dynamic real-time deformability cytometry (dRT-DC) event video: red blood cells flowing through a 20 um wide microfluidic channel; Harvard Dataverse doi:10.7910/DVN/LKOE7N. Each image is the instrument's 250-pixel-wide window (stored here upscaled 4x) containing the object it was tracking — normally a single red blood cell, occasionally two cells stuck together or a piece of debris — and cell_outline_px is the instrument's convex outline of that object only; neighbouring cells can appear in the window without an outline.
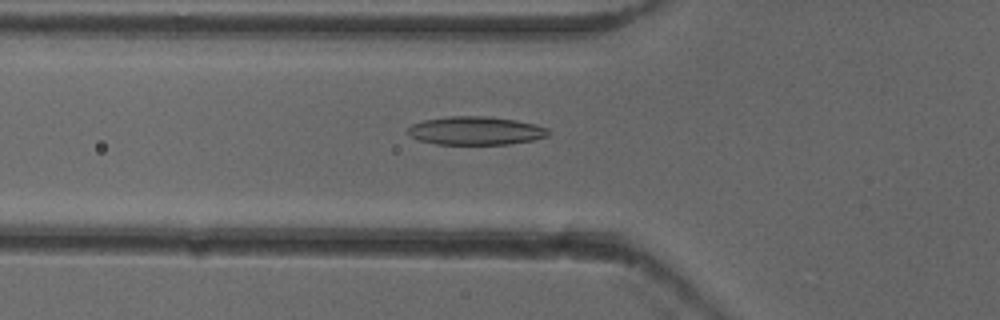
{"species": "common noctule bat (a hibernating species)", "species_latin": "Nyctalus noctula", "temperature_condition": "cold", "stored_images_in_passage": 53, "camera_frame_rate_fps": 3000, "um_per_image_px": 0.085, "animal": {"sex": "female"}, "frame": {"image": 1, "passage_image": 19, "time_ms": 6.0, "image_size_px": [1000, 320], "cell_outline_px": [[552, 132], [548, 136], [532, 140], [508, 144], [436, 144], [420, 140], [404, 132], [412, 124], [424, 120], [448, 116], [488, 116], [516, 120], [536, 124], [548, 128]], "centroid_in_image_um": [40.45, 11.1], "position_along_channel_um": 85.3, "area_um2": 23.35}}
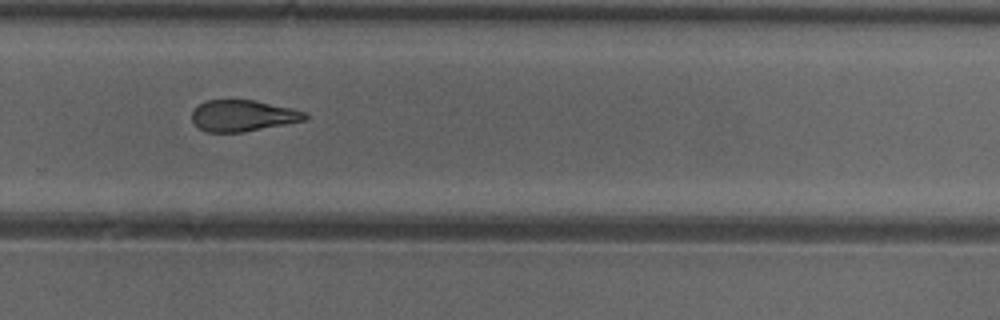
{"frame": {"image": 2, "passage_image": 36, "time_ms": 11.667, "image_size_px": [1000, 320], "cell_outline_px": [[308, 120], [244, 132], [208, 132], [200, 128], [192, 120], [192, 112], [204, 100], [256, 100], [292, 108], [304, 112], [308, 116]], "centroid_in_image_um": [20.68, 9.83], "position_along_channel_um": 309.1, "area_um2": 20.63}}
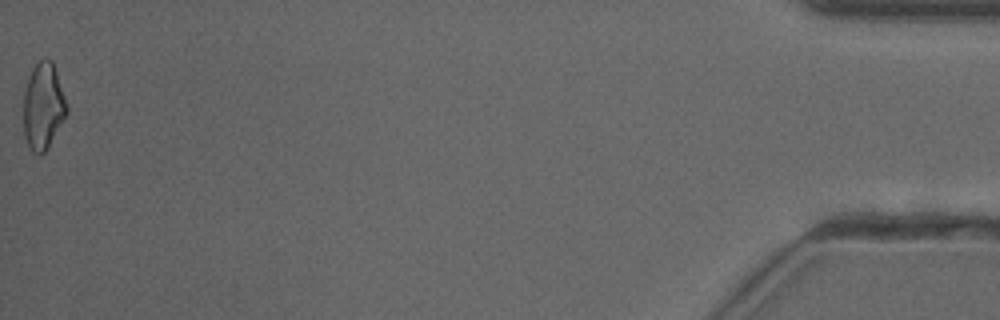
{"frame": {"image": 3, "passage_image": 53, "time_ms": 17.333, "image_size_px": [1000, 320], "cell_outline_px": [[68, 112], [48, 148], [40, 156], [32, 152], [28, 148], [24, 136], [24, 92], [28, 76], [32, 68], [44, 56], [52, 60], [68, 104]], "centroid_in_image_um": [3.67, 9.03], "position_along_channel_um": 431.5, "area_um2": 22.2}, "authors_computed_cell_mechanics": {"area_um2": 22.1952, "velocity_mm_per_s": 3.9399, "shape_relaxation_time_tau1_ms": 9.999, "shape_relaxation_time_tau2_ms": 2.6442, "deformation_change_tau1": 0.2127, "deformation_change_tau2": 0.1007}}